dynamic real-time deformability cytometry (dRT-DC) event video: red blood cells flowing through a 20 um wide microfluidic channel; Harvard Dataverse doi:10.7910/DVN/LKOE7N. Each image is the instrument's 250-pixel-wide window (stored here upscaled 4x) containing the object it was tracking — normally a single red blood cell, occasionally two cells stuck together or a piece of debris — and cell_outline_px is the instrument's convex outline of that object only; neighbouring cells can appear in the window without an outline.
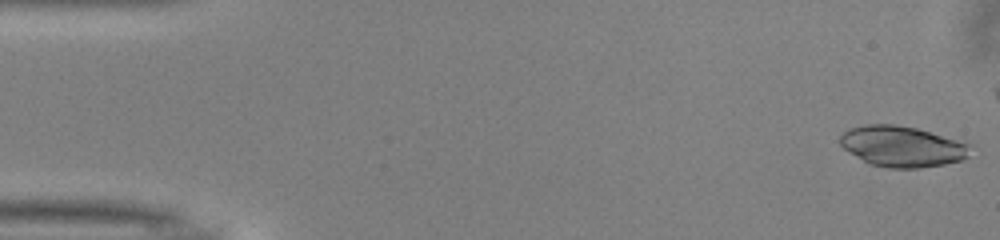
{"species": "common noctule bat (a hibernating species)", "species_latin": "Nyctalus noctula", "temperature_condition": "warm", "stored_images_in_passage": 41, "camera_frame_rate_fps": 3000, "um_per_image_px": 0.085, "animal": {"sex": "male", "body_mass_g": 13.0, "forearm_length_mm": 53.1}, "frame": {"image": 1, "passage_image": 1, "time_ms": 0.0, "image_size_px": [1000, 240], "cell_outline_px": [[972, 144], [968, 156], [964, 160], [944, 164], [920, 168], [888, 168], [872, 164], [848, 152], [840, 144], [840, 136], [848, 128], [864, 124], [896, 124], [916, 128]], "centroid_in_image_um": [76.69, 12.44], "position_along_channel_um": 8.3, "area_um2": 30.98}}